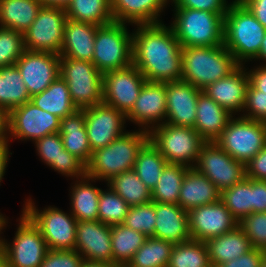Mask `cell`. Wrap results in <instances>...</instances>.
I'll return each instance as SVG.
<instances>
[{"mask_svg":"<svg viewBox=\"0 0 266 267\" xmlns=\"http://www.w3.org/2000/svg\"><path fill=\"white\" fill-rule=\"evenodd\" d=\"M133 35V65L150 82L181 80L182 47L162 23L137 25Z\"/></svg>","mask_w":266,"mask_h":267,"instance_id":"cell-1","label":"cell"},{"mask_svg":"<svg viewBox=\"0 0 266 267\" xmlns=\"http://www.w3.org/2000/svg\"><path fill=\"white\" fill-rule=\"evenodd\" d=\"M181 62V80L200 90L229 76L240 66L224 44L209 47H182Z\"/></svg>","mask_w":266,"mask_h":267,"instance_id":"cell-2","label":"cell"},{"mask_svg":"<svg viewBox=\"0 0 266 267\" xmlns=\"http://www.w3.org/2000/svg\"><path fill=\"white\" fill-rule=\"evenodd\" d=\"M265 27L239 1L235 0L224 16V46L236 61L256 59L259 55Z\"/></svg>","mask_w":266,"mask_h":267,"instance_id":"cell-3","label":"cell"},{"mask_svg":"<svg viewBox=\"0 0 266 267\" xmlns=\"http://www.w3.org/2000/svg\"><path fill=\"white\" fill-rule=\"evenodd\" d=\"M149 140L148 130L127 132L106 147L96 149L86 165V176L111 180L114 176L132 170L139 150Z\"/></svg>","mask_w":266,"mask_h":267,"instance_id":"cell-4","label":"cell"},{"mask_svg":"<svg viewBox=\"0 0 266 267\" xmlns=\"http://www.w3.org/2000/svg\"><path fill=\"white\" fill-rule=\"evenodd\" d=\"M170 27L181 47H209L224 44V17L218 13L175 8Z\"/></svg>","mask_w":266,"mask_h":267,"instance_id":"cell-5","label":"cell"},{"mask_svg":"<svg viewBox=\"0 0 266 267\" xmlns=\"http://www.w3.org/2000/svg\"><path fill=\"white\" fill-rule=\"evenodd\" d=\"M151 129H148L149 141L168 163L194 167L190 163L197 162L200 150L206 143L194 128L173 126L162 122Z\"/></svg>","mask_w":266,"mask_h":267,"instance_id":"cell-6","label":"cell"},{"mask_svg":"<svg viewBox=\"0 0 266 267\" xmlns=\"http://www.w3.org/2000/svg\"><path fill=\"white\" fill-rule=\"evenodd\" d=\"M125 24L113 21L97 28L92 63L102 74L133 63V35Z\"/></svg>","mask_w":266,"mask_h":267,"instance_id":"cell-7","label":"cell"},{"mask_svg":"<svg viewBox=\"0 0 266 267\" xmlns=\"http://www.w3.org/2000/svg\"><path fill=\"white\" fill-rule=\"evenodd\" d=\"M59 71L78 110L103 102V74L92 62L60 56Z\"/></svg>","mask_w":266,"mask_h":267,"instance_id":"cell-8","label":"cell"},{"mask_svg":"<svg viewBox=\"0 0 266 267\" xmlns=\"http://www.w3.org/2000/svg\"><path fill=\"white\" fill-rule=\"evenodd\" d=\"M214 142L234 160L246 165L266 146V127L261 121L231 118Z\"/></svg>","mask_w":266,"mask_h":267,"instance_id":"cell-9","label":"cell"},{"mask_svg":"<svg viewBox=\"0 0 266 267\" xmlns=\"http://www.w3.org/2000/svg\"><path fill=\"white\" fill-rule=\"evenodd\" d=\"M31 200L27 201L23 213L39 229L50 250H74L76 245L77 220L71 214L51 206L40 212Z\"/></svg>","mask_w":266,"mask_h":267,"instance_id":"cell-10","label":"cell"},{"mask_svg":"<svg viewBox=\"0 0 266 267\" xmlns=\"http://www.w3.org/2000/svg\"><path fill=\"white\" fill-rule=\"evenodd\" d=\"M66 19L65 8L42 6L23 33L25 50L60 54Z\"/></svg>","mask_w":266,"mask_h":267,"instance_id":"cell-11","label":"cell"},{"mask_svg":"<svg viewBox=\"0 0 266 267\" xmlns=\"http://www.w3.org/2000/svg\"><path fill=\"white\" fill-rule=\"evenodd\" d=\"M48 250L41 232L24 213L13 244L2 241L0 246L8 267H39Z\"/></svg>","mask_w":266,"mask_h":267,"instance_id":"cell-12","label":"cell"},{"mask_svg":"<svg viewBox=\"0 0 266 267\" xmlns=\"http://www.w3.org/2000/svg\"><path fill=\"white\" fill-rule=\"evenodd\" d=\"M194 168L210 179L220 192L238 184L246 177V165L234 160L215 142H206Z\"/></svg>","mask_w":266,"mask_h":267,"instance_id":"cell-13","label":"cell"},{"mask_svg":"<svg viewBox=\"0 0 266 267\" xmlns=\"http://www.w3.org/2000/svg\"><path fill=\"white\" fill-rule=\"evenodd\" d=\"M5 117L6 130L16 138L34 141L60 131L61 119L31 101L12 109Z\"/></svg>","mask_w":266,"mask_h":267,"instance_id":"cell-14","label":"cell"},{"mask_svg":"<svg viewBox=\"0 0 266 267\" xmlns=\"http://www.w3.org/2000/svg\"><path fill=\"white\" fill-rule=\"evenodd\" d=\"M143 74L133 65L103 74V103L125 115L132 109L146 83Z\"/></svg>","mask_w":266,"mask_h":267,"instance_id":"cell-15","label":"cell"},{"mask_svg":"<svg viewBox=\"0 0 266 267\" xmlns=\"http://www.w3.org/2000/svg\"><path fill=\"white\" fill-rule=\"evenodd\" d=\"M188 223L191 239L203 242L239 226L238 220L221 200L188 211Z\"/></svg>","mask_w":266,"mask_h":267,"instance_id":"cell-16","label":"cell"},{"mask_svg":"<svg viewBox=\"0 0 266 267\" xmlns=\"http://www.w3.org/2000/svg\"><path fill=\"white\" fill-rule=\"evenodd\" d=\"M30 97L47 89L59 76L60 55L25 50L15 63Z\"/></svg>","mask_w":266,"mask_h":267,"instance_id":"cell-17","label":"cell"},{"mask_svg":"<svg viewBox=\"0 0 266 267\" xmlns=\"http://www.w3.org/2000/svg\"><path fill=\"white\" fill-rule=\"evenodd\" d=\"M85 116V127L92 151L106 147L123 135L126 115L115 107L99 103L82 109Z\"/></svg>","mask_w":266,"mask_h":267,"instance_id":"cell-18","label":"cell"},{"mask_svg":"<svg viewBox=\"0 0 266 267\" xmlns=\"http://www.w3.org/2000/svg\"><path fill=\"white\" fill-rule=\"evenodd\" d=\"M202 92L190 83L177 80L166 83L167 120L173 126L194 128L196 105Z\"/></svg>","mask_w":266,"mask_h":267,"instance_id":"cell-19","label":"cell"},{"mask_svg":"<svg viewBox=\"0 0 266 267\" xmlns=\"http://www.w3.org/2000/svg\"><path fill=\"white\" fill-rule=\"evenodd\" d=\"M75 250L84 260L113 263L111 226L99 220L77 221Z\"/></svg>","mask_w":266,"mask_h":267,"instance_id":"cell-20","label":"cell"},{"mask_svg":"<svg viewBox=\"0 0 266 267\" xmlns=\"http://www.w3.org/2000/svg\"><path fill=\"white\" fill-rule=\"evenodd\" d=\"M240 65L229 76L219 79L202 90L208 97L225 108L231 114L233 111L244 110L247 87L249 85L248 72Z\"/></svg>","mask_w":266,"mask_h":267,"instance_id":"cell-21","label":"cell"},{"mask_svg":"<svg viewBox=\"0 0 266 267\" xmlns=\"http://www.w3.org/2000/svg\"><path fill=\"white\" fill-rule=\"evenodd\" d=\"M166 116V83L146 81L132 109L126 114V119L148 126L152 122L164 120Z\"/></svg>","mask_w":266,"mask_h":267,"instance_id":"cell-22","label":"cell"},{"mask_svg":"<svg viewBox=\"0 0 266 267\" xmlns=\"http://www.w3.org/2000/svg\"><path fill=\"white\" fill-rule=\"evenodd\" d=\"M156 224L154 235L173 245L191 240L188 211L178 204L155 202Z\"/></svg>","mask_w":266,"mask_h":267,"instance_id":"cell-23","label":"cell"},{"mask_svg":"<svg viewBox=\"0 0 266 267\" xmlns=\"http://www.w3.org/2000/svg\"><path fill=\"white\" fill-rule=\"evenodd\" d=\"M38 154L47 165L66 176H86V165L64 149L60 133L35 140Z\"/></svg>","mask_w":266,"mask_h":267,"instance_id":"cell-24","label":"cell"},{"mask_svg":"<svg viewBox=\"0 0 266 267\" xmlns=\"http://www.w3.org/2000/svg\"><path fill=\"white\" fill-rule=\"evenodd\" d=\"M99 26L66 19L60 56L92 62Z\"/></svg>","mask_w":266,"mask_h":267,"instance_id":"cell-25","label":"cell"},{"mask_svg":"<svg viewBox=\"0 0 266 267\" xmlns=\"http://www.w3.org/2000/svg\"><path fill=\"white\" fill-rule=\"evenodd\" d=\"M221 192L215 184L190 167L184 176L179 192L178 205L186 211L220 200Z\"/></svg>","mask_w":266,"mask_h":267,"instance_id":"cell-26","label":"cell"},{"mask_svg":"<svg viewBox=\"0 0 266 267\" xmlns=\"http://www.w3.org/2000/svg\"><path fill=\"white\" fill-rule=\"evenodd\" d=\"M232 114L201 92L196 105L194 129L206 142H214L228 122Z\"/></svg>","mask_w":266,"mask_h":267,"instance_id":"cell-27","label":"cell"},{"mask_svg":"<svg viewBox=\"0 0 266 267\" xmlns=\"http://www.w3.org/2000/svg\"><path fill=\"white\" fill-rule=\"evenodd\" d=\"M111 12L115 22L134 23L137 25L161 23L158 13L167 0H110ZM126 21V22H125Z\"/></svg>","mask_w":266,"mask_h":267,"instance_id":"cell-28","label":"cell"},{"mask_svg":"<svg viewBox=\"0 0 266 267\" xmlns=\"http://www.w3.org/2000/svg\"><path fill=\"white\" fill-rule=\"evenodd\" d=\"M205 244L209 262L214 267L237 259L253 249L251 241L239 226L223 235L206 240Z\"/></svg>","mask_w":266,"mask_h":267,"instance_id":"cell-29","label":"cell"},{"mask_svg":"<svg viewBox=\"0 0 266 267\" xmlns=\"http://www.w3.org/2000/svg\"><path fill=\"white\" fill-rule=\"evenodd\" d=\"M59 133L64 149L87 165L93 151L87 136L84 111L77 110L73 114L61 118Z\"/></svg>","mask_w":266,"mask_h":267,"instance_id":"cell-30","label":"cell"},{"mask_svg":"<svg viewBox=\"0 0 266 267\" xmlns=\"http://www.w3.org/2000/svg\"><path fill=\"white\" fill-rule=\"evenodd\" d=\"M30 101L60 119L78 110L72 102L68 85L60 75L43 92L32 96Z\"/></svg>","mask_w":266,"mask_h":267,"instance_id":"cell-31","label":"cell"},{"mask_svg":"<svg viewBox=\"0 0 266 267\" xmlns=\"http://www.w3.org/2000/svg\"><path fill=\"white\" fill-rule=\"evenodd\" d=\"M22 76L16 67H0V114L7 115L12 109L30 101Z\"/></svg>","mask_w":266,"mask_h":267,"instance_id":"cell-32","label":"cell"},{"mask_svg":"<svg viewBox=\"0 0 266 267\" xmlns=\"http://www.w3.org/2000/svg\"><path fill=\"white\" fill-rule=\"evenodd\" d=\"M41 7L39 0H0V27L24 33Z\"/></svg>","mask_w":266,"mask_h":267,"instance_id":"cell-33","label":"cell"},{"mask_svg":"<svg viewBox=\"0 0 266 267\" xmlns=\"http://www.w3.org/2000/svg\"><path fill=\"white\" fill-rule=\"evenodd\" d=\"M67 18L103 26L114 21L110 0H71L65 8Z\"/></svg>","mask_w":266,"mask_h":267,"instance_id":"cell-34","label":"cell"},{"mask_svg":"<svg viewBox=\"0 0 266 267\" xmlns=\"http://www.w3.org/2000/svg\"><path fill=\"white\" fill-rule=\"evenodd\" d=\"M85 179H88L85 181ZM91 178L85 176L83 181L72 188V215L77 221H97L101 189L88 184ZM85 181V182H84Z\"/></svg>","mask_w":266,"mask_h":267,"instance_id":"cell-35","label":"cell"},{"mask_svg":"<svg viewBox=\"0 0 266 267\" xmlns=\"http://www.w3.org/2000/svg\"><path fill=\"white\" fill-rule=\"evenodd\" d=\"M167 163L158 149L148 140L139 150L133 170L152 191Z\"/></svg>","mask_w":266,"mask_h":267,"instance_id":"cell-36","label":"cell"},{"mask_svg":"<svg viewBox=\"0 0 266 267\" xmlns=\"http://www.w3.org/2000/svg\"><path fill=\"white\" fill-rule=\"evenodd\" d=\"M108 185L130 207L152 201V191L144 185L133 169L114 176L108 181Z\"/></svg>","mask_w":266,"mask_h":267,"instance_id":"cell-37","label":"cell"},{"mask_svg":"<svg viewBox=\"0 0 266 267\" xmlns=\"http://www.w3.org/2000/svg\"><path fill=\"white\" fill-rule=\"evenodd\" d=\"M146 238L143 233L130 229L124 224L111 226L113 264L129 263Z\"/></svg>","mask_w":266,"mask_h":267,"instance_id":"cell-38","label":"cell"},{"mask_svg":"<svg viewBox=\"0 0 266 267\" xmlns=\"http://www.w3.org/2000/svg\"><path fill=\"white\" fill-rule=\"evenodd\" d=\"M189 168L181 164L167 163L152 190V201L178 204L181 185Z\"/></svg>","mask_w":266,"mask_h":267,"instance_id":"cell-39","label":"cell"},{"mask_svg":"<svg viewBox=\"0 0 266 267\" xmlns=\"http://www.w3.org/2000/svg\"><path fill=\"white\" fill-rule=\"evenodd\" d=\"M173 246L168 241L147 237L128 264L133 267H168Z\"/></svg>","mask_w":266,"mask_h":267,"instance_id":"cell-40","label":"cell"},{"mask_svg":"<svg viewBox=\"0 0 266 267\" xmlns=\"http://www.w3.org/2000/svg\"><path fill=\"white\" fill-rule=\"evenodd\" d=\"M220 200L240 222L252 213V179L245 177L238 184L223 190Z\"/></svg>","mask_w":266,"mask_h":267,"instance_id":"cell-41","label":"cell"},{"mask_svg":"<svg viewBox=\"0 0 266 267\" xmlns=\"http://www.w3.org/2000/svg\"><path fill=\"white\" fill-rule=\"evenodd\" d=\"M209 264L205 242L191 239L173 246L168 267H207Z\"/></svg>","mask_w":266,"mask_h":267,"instance_id":"cell-42","label":"cell"},{"mask_svg":"<svg viewBox=\"0 0 266 267\" xmlns=\"http://www.w3.org/2000/svg\"><path fill=\"white\" fill-rule=\"evenodd\" d=\"M129 205L111 187L109 191L100 192L98 206V220L106 225L122 224Z\"/></svg>","mask_w":266,"mask_h":267,"instance_id":"cell-43","label":"cell"},{"mask_svg":"<svg viewBox=\"0 0 266 267\" xmlns=\"http://www.w3.org/2000/svg\"><path fill=\"white\" fill-rule=\"evenodd\" d=\"M122 224L146 237H152L156 224L155 202L129 207Z\"/></svg>","mask_w":266,"mask_h":267,"instance_id":"cell-44","label":"cell"},{"mask_svg":"<svg viewBox=\"0 0 266 267\" xmlns=\"http://www.w3.org/2000/svg\"><path fill=\"white\" fill-rule=\"evenodd\" d=\"M24 51L23 33L0 27V67L15 65Z\"/></svg>","mask_w":266,"mask_h":267,"instance_id":"cell-45","label":"cell"},{"mask_svg":"<svg viewBox=\"0 0 266 267\" xmlns=\"http://www.w3.org/2000/svg\"><path fill=\"white\" fill-rule=\"evenodd\" d=\"M239 227L249 238L253 248L266 251V212H255L239 222Z\"/></svg>","mask_w":266,"mask_h":267,"instance_id":"cell-46","label":"cell"},{"mask_svg":"<svg viewBox=\"0 0 266 267\" xmlns=\"http://www.w3.org/2000/svg\"><path fill=\"white\" fill-rule=\"evenodd\" d=\"M84 259L74 250H48L39 267H82Z\"/></svg>","mask_w":266,"mask_h":267,"instance_id":"cell-47","label":"cell"},{"mask_svg":"<svg viewBox=\"0 0 266 267\" xmlns=\"http://www.w3.org/2000/svg\"><path fill=\"white\" fill-rule=\"evenodd\" d=\"M244 109L249 111L245 118L266 121V93L255 89L250 83L247 87Z\"/></svg>","mask_w":266,"mask_h":267,"instance_id":"cell-48","label":"cell"},{"mask_svg":"<svg viewBox=\"0 0 266 267\" xmlns=\"http://www.w3.org/2000/svg\"><path fill=\"white\" fill-rule=\"evenodd\" d=\"M175 8H190L201 11L221 14L227 13L229 5L226 0H173Z\"/></svg>","mask_w":266,"mask_h":267,"instance_id":"cell-49","label":"cell"},{"mask_svg":"<svg viewBox=\"0 0 266 267\" xmlns=\"http://www.w3.org/2000/svg\"><path fill=\"white\" fill-rule=\"evenodd\" d=\"M266 251L253 248L249 252L241 255L237 259L228 261L216 267H260Z\"/></svg>","mask_w":266,"mask_h":267,"instance_id":"cell-50","label":"cell"},{"mask_svg":"<svg viewBox=\"0 0 266 267\" xmlns=\"http://www.w3.org/2000/svg\"><path fill=\"white\" fill-rule=\"evenodd\" d=\"M246 177L266 181V146L246 164Z\"/></svg>","mask_w":266,"mask_h":267,"instance_id":"cell-51","label":"cell"},{"mask_svg":"<svg viewBox=\"0 0 266 267\" xmlns=\"http://www.w3.org/2000/svg\"><path fill=\"white\" fill-rule=\"evenodd\" d=\"M266 212V181L252 179V213Z\"/></svg>","mask_w":266,"mask_h":267,"instance_id":"cell-52","label":"cell"},{"mask_svg":"<svg viewBox=\"0 0 266 267\" xmlns=\"http://www.w3.org/2000/svg\"><path fill=\"white\" fill-rule=\"evenodd\" d=\"M266 29V0H239Z\"/></svg>","mask_w":266,"mask_h":267,"instance_id":"cell-53","label":"cell"},{"mask_svg":"<svg viewBox=\"0 0 266 267\" xmlns=\"http://www.w3.org/2000/svg\"><path fill=\"white\" fill-rule=\"evenodd\" d=\"M249 72L247 73L249 76V83L255 89L266 93V65L263 67L260 66L256 70H250Z\"/></svg>","mask_w":266,"mask_h":267,"instance_id":"cell-54","label":"cell"},{"mask_svg":"<svg viewBox=\"0 0 266 267\" xmlns=\"http://www.w3.org/2000/svg\"><path fill=\"white\" fill-rule=\"evenodd\" d=\"M8 140L6 139L1 145H0V182L4 176L5 168L8 160Z\"/></svg>","mask_w":266,"mask_h":267,"instance_id":"cell-55","label":"cell"},{"mask_svg":"<svg viewBox=\"0 0 266 267\" xmlns=\"http://www.w3.org/2000/svg\"><path fill=\"white\" fill-rule=\"evenodd\" d=\"M42 6H59L66 8L71 0H39Z\"/></svg>","mask_w":266,"mask_h":267,"instance_id":"cell-56","label":"cell"},{"mask_svg":"<svg viewBox=\"0 0 266 267\" xmlns=\"http://www.w3.org/2000/svg\"><path fill=\"white\" fill-rule=\"evenodd\" d=\"M6 132V117L0 114V145L7 139Z\"/></svg>","mask_w":266,"mask_h":267,"instance_id":"cell-57","label":"cell"},{"mask_svg":"<svg viewBox=\"0 0 266 267\" xmlns=\"http://www.w3.org/2000/svg\"><path fill=\"white\" fill-rule=\"evenodd\" d=\"M82 267H116V264L85 260Z\"/></svg>","mask_w":266,"mask_h":267,"instance_id":"cell-58","label":"cell"},{"mask_svg":"<svg viewBox=\"0 0 266 267\" xmlns=\"http://www.w3.org/2000/svg\"><path fill=\"white\" fill-rule=\"evenodd\" d=\"M259 58L266 60V32H265V36H264L263 41H262L259 55L256 59H259Z\"/></svg>","mask_w":266,"mask_h":267,"instance_id":"cell-59","label":"cell"},{"mask_svg":"<svg viewBox=\"0 0 266 267\" xmlns=\"http://www.w3.org/2000/svg\"><path fill=\"white\" fill-rule=\"evenodd\" d=\"M6 220H5V218L2 216V214L0 215V232H1V230H2V228H3V226H5L6 225ZM2 239L0 240V246H1V243H2Z\"/></svg>","mask_w":266,"mask_h":267,"instance_id":"cell-60","label":"cell"},{"mask_svg":"<svg viewBox=\"0 0 266 267\" xmlns=\"http://www.w3.org/2000/svg\"><path fill=\"white\" fill-rule=\"evenodd\" d=\"M0 267H8L1 253H0Z\"/></svg>","mask_w":266,"mask_h":267,"instance_id":"cell-61","label":"cell"},{"mask_svg":"<svg viewBox=\"0 0 266 267\" xmlns=\"http://www.w3.org/2000/svg\"><path fill=\"white\" fill-rule=\"evenodd\" d=\"M116 267H133V266L129 265L128 263H125V264H117Z\"/></svg>","mask_w":266,"mask_h":267,"instance_id":"cell-62","label":"cell"},{"mask_svg":"<svg viewBox=\"0 0 266 267\" xmlns=\"http://www.w3.org/2000/svg\"><path fill=\"white\" fill-rule=\"evenodd\" d=\"M260 267H266V255L263 257Z\"/></svg>","mask_w":266,"mask_h":267,"instance_id":"cell-63","label":"cell"},{"mask_svg":"<svg viewBox=\"0 0 266 267\" xmlns=\"http://www.w3.org/2000/svg\"><path fill=\"white\" fill-rule=\"evenodd\" d=\"M207 267H214L211 263Z\"/></svg>","mask_w":266,"mask_h":267,"instance_id":"cell-64","label":"cell"}]
</instances>
